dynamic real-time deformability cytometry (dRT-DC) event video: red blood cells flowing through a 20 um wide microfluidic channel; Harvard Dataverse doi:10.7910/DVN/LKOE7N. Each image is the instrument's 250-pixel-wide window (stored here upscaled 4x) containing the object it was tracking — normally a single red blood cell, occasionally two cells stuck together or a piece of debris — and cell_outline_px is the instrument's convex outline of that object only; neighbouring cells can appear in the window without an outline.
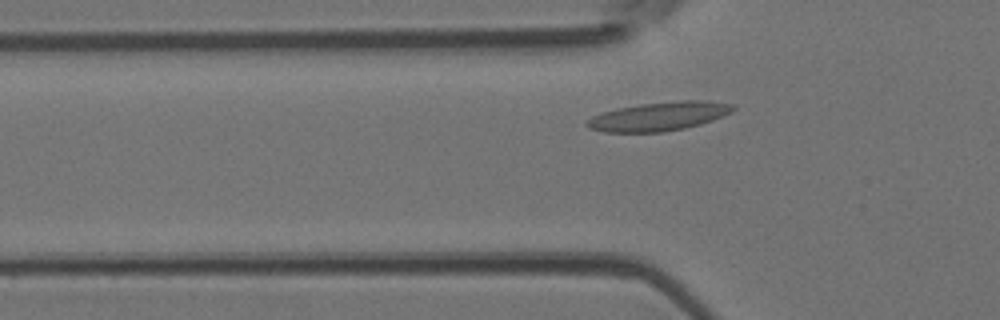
{"species": "Egyptian fruit bat (a non-hibernating species)", "species_latin": "Rousettus aegyptiacus", "temperature_condition": "room temperature", "stored_images_in_passage": 40, "camera_frame_rate_fps": 3000, "um_per_image_px": 0.085, "animal": {"sex": "female"}, "frame": {"image": 1, "passage_image": 7, "time_ms": 2.0, "image_size_px": [1000, 320], "cell_outline_px": [[736, 108], [732, 112], [712, 120], [700, 124], [684, 128], [664, 132], [604, 132], [588, 128], [584, 124], [592, 116], [616, 108], [640, 104], [684, 100], [708, 100], [732, 104]], "centroid_in_image_um": [56.01, 9.89], "position_along_channel_um": 69.8, "area_um2": 24.51}}
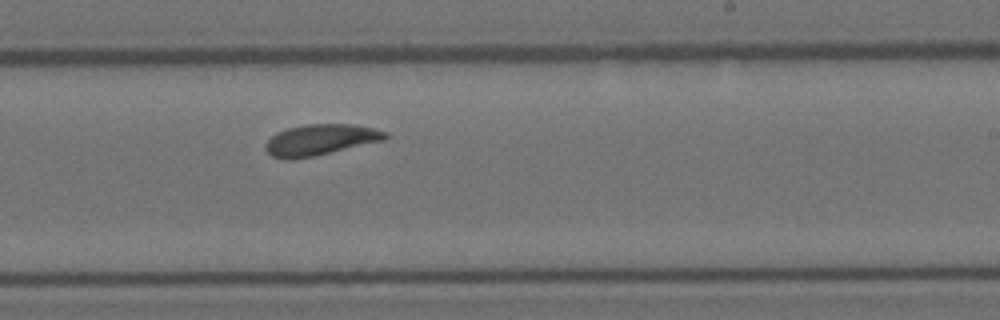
{"frame": {"image": 2, "passage_image": 21, "time_ms": 6.667, "image_size_px": [1000, 320], "cell_outline_px": [[388, 136], [384, 140], [316, 156], [288, 160], [284, 160], [272, 156], [264, 148], [264, 144], [276, 132], [288, 128], [304, 124], [352, 124], [372, 128], [388, 132]], "centroid_in_image_um": [27.2, 11.89], "position_along_channel_um": 261.8, "area_um2": 21.73}}
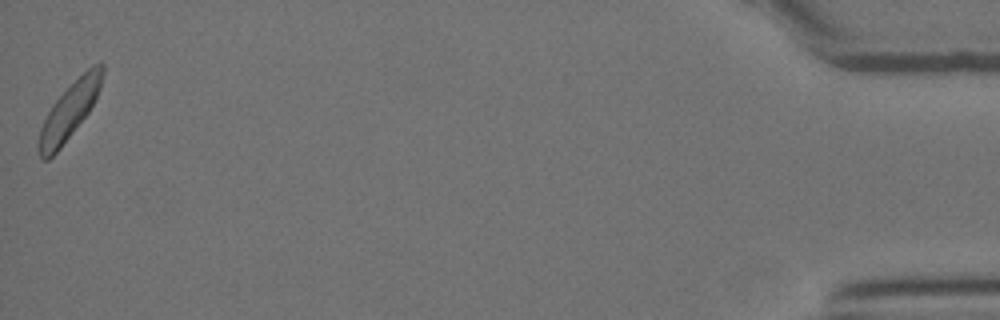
{"frame": {"image": 3, "passage_image": 40, "time_ms": 13.0, "image_size_px": [1000, 320], "cell_outline_px": [[104, 76], [100, 88], [88, 112], [60, 148], [48, 160], [40, 160], [36, 152], [36, 148], [40, 128], [52, 104], [92, 64], [100, 60], [104, 64]], "centroid_in_image_um": [5.87, 9.45], "position_along_channel_um": 429.3, "area_um2": 20.75}, "authors_computed_cell_mechanics": {"area_um2": 21.2993, "velocity_mm_per_s": 4.1205, "shape_relaxation_time_tau1_ms": 2.8742, "shape_relaxation_time_tau2_ms": 2.7848, "deformation_change_tau1": 0.0909, "deformation_change_tau2": 0.0723}}